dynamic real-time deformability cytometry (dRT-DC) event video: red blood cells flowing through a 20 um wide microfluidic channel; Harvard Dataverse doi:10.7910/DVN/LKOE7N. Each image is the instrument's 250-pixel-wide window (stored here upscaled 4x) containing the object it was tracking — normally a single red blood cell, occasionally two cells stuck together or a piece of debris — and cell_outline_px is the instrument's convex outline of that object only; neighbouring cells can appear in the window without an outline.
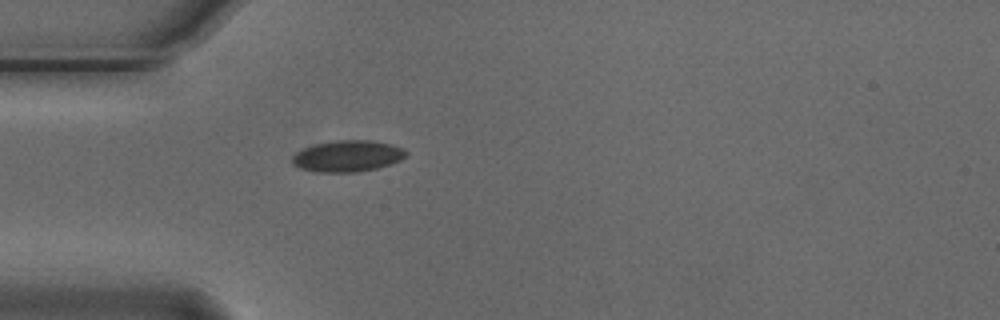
{"species": "Egyptian fruit bat (a non-hibernating species)", "species_latin": "Rousettus aegyptiacus", "temperature_condition": "cold", "stored_images_in_passage": 1, "camera_frame_rate_fps": 3000, "um_per_image_px": 0.085, "animal": {"sex": "male"}, "frame": {"image": 1, "passage_image": 1, "time_ms": 0.0, "image_size_px": [1000, 320], "cell_outline_px": [[408, 152], [400, 160], [392, 164], [376, 168], [356, 172], [316, 172], [300, 168], [292, 164], [292, 156], [296, 152], [304, 148], [316, 144], [336, 140], [372, 140], [404, 148]], "centroid_in_image_um": [29.53, 13.27], "position_along_channel_um": 55.5, "area_um2": 20.75}}